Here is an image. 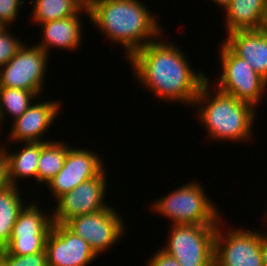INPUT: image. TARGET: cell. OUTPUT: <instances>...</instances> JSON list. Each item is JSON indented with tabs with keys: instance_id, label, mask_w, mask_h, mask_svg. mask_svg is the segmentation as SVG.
<instances>
[{
	"instance_id": "obj_14",
	"label": "cell",
	"mask_w": 267,
	"mask_h": 266,
	"mask_svg": "<svg viewBox=\"0 0 267 266\" xmlns=\"http://www.w3.org/2000/svg\"><path fill=\"white\" fill-rule=\"evenodd\" d=\"M60 106L57 100L33 102L19 118L12 121L9 139L13 143L43 142V135L60 113Z\"/></svg>"
},
{
	"instance_id": "obj_16",
	"label": "cell",
	"mask_w": 267,
	"mask_h": 266,
	"mask_svg": "<svg viewBox=\"0 0 267 266\" xmlns=\"http://www.w3.org/2000/svg\"><path fill=\"white\" fill-rule=\"evenodd\" d=\"M80 13L62 19L48 21L41 24L42 42L36 46L50 55V48L57 47L67 50H76L82 41V23Z\"/></svg>"
},
{
	"instance_id": "obj_28",
	"label": "cell",
	"mask_w": 267,
	"mask_h": 266,
	"mask_svg": "<svg viewBox=\"0 0 267 266\" xmlns=\"http://www.w3.org/2000/svg\"><path fill=\"white\" fill-rule=\"evenodd\" d=\"M261 254L263 260V266H267V234H261Z\"/></svg>"
},
{
	"instance_id": "obj_27",
	"label": "cell",
	"mask_w": 267,
	"mask_h": 266,
	"mask_svg": "<svg viewBox=\"0 0 267 266\" xmlns=\"http://www.w3.org/2000/svg\"><path fill=\"white\" fill-rule=\"evenodd\" d=\"M12 185L9 177V161L6 151H0V190Z\"/></svg>"
},
{
	"instance_id": "obj_30",
	"label": "cell",
	"mask_w": 267,
	"mask_h": 266,
	"mask_svg": "<svg viewBox=\"0 0 267 266\" xmlns=\"http://www.w3.org/2000/svg\"><path fill=\"white\" fill-rule=\"evenodd\" d=\"M263 28L267 31V15H266L265 24Z\"/></svg>"
},
{
	"instance_id": "obj_19",
	"label": "cell",
	"mask_w": 267,
	"mask_h": 266,
	"mask_svg": "<svg viewBox=\"0 0 267 266\" xmlns=\"http://www.w3.org/2000/svg\"><path fill=\"white\" fill-rule=\"evenodd\" d=\"M9 161V177L13 186H19V179L34 177L37 180L38 160L41 151V142H26L23 149L16 153L8 152L3 145Z\"/></svg>"
},
{
	"instance_id": "obj_6",
	"label": "cell",
	"mask_w": 267,
	"mask_h": 266,
	"mask_svg": "<svg viewBox=\"0 0 267 266\" xmlns=\"http://www.w3.org/2000/svg\"><path fill=\"white\" fill-rule=\"evenodd\" d=\"M220 46L222 75L215 83L217 89L256 107L267 90V81L224 43Z\"/></svg>"
},
{
	"instance_id": "obj_12",
	"label": "cell",
	"mask_w": 267,
	"mask_h": 266,
	"mask_svg": "<svg viewBox=\"0 0 267 266\" xmlns=\"http://www.w3.org/2000/svg\"><path fill=\"white\" fill-rule=\"evenodd\" d=\"M45 251L48 266H87L98 258L89 244L65 224L53 223Z\"/></svg>"
},
{
	"instance_id": "obj_11",
	"label": "cell",
	"mask_w": 267,
	"mask_h": 266,
	"mask_svg": "<svg viewBox=\"0 0 267 266\" xmlns=\"http://www.w3.org/2000/svg\"><path fill=\"white\" fill-rule=\"evenodd\" d=\"M103 170L98 176L88 179L59 197L55 211H51L52 222L65 224L73 217L92 214L110 205L105 202L107 174Z\"/></svg>"
},
{
	"instance_id": "obj_24",
	"label": "cell",
	"mask_w": 267,
	"mask_h": 266,
	"mask_svg": "<svg viewBox=\"0 0 267 266\" xmlns=\"http://www.w3.org/2000/svg\"><path fill=\"white\" fill-rule=\"evenodd\" d=\"M0 261L5 266H48L46 252L30 255H0Z\"/></svg>"
},
{
	"instance_id": "obj_25",
	"label": "cell",
	"mask_w": 267,
	"mask_h": 266,
	"mask_svg": "<svg viewBox=\"0 0 267 266\" xmlns=\"http://www.w3.org/2000/svg\"><path fill=\"white\" fill-rule=\"evenodd\" d=\"M24 0H0V27H8L18 17L19 7ZM14 21V22H13Z\"/></svg>"
},
{
	"instance_id": "obj_26",
	"label": "cell",
	"mask_w": 267,
	"mask_h": 266,
	"mask_svg": "<svg viewBox=\"0 0 267 266\" xmlns=\"http://www.w3.org/2000/svg\"><path fill=\"white\" fill-rule=\"evenodd\" d=\"M146 266H181L174 257L159 249L147 262Z\"/></svg>"
},
{
	"instance_id": "obj_3",
	"label": "cell",
	"mask_w": 267,
	"mask_h": 266,
	"mask_svg": "<svg viewBox=\"0 0 267 266\" xmlns=\"http://www.w3.org/2000/svg\"><path fill=\"white\" fill-rule=\"evenodd\" d=\"M209 80L208 78L201 87L193 104L195 107H202H199V117L197 116V118L206 127L208 132L206 134L216 141L229 140L240 143L243 140V142L249 141V138L253 136L255 107L249 102L238 100L217 88L213 93L214 91L209 89L211 83Z\"/></svg>"
},
{
	"instance_id": "obj_20",
	"label": "cell",
	"mask_w": 267,
	"mask_h": 266,
	"mask_svg": "<svg viewBox=\"0 0 267 266\" xmlns=\"http://www.w3.org/2000/svg\"><path fill=\"white\" fill-rule=\"evenodd\" d=\"M18 190L19 187L13 185L0 190V250L8 244L14 223L26 205Z\"/></svg>"
},
{
	"instance_id": "obj_29",
	"label": "cell",
	"mask_w": 267,
	"mask_h": 266,
	"mask_svg": "<svg viewBox=\"0 0 267 266\" xmlns=\"http://www.w3.org/2000/svg\"><path fill=\"white\" fill-rule=\"evenodd\" d=\"M221 8L225 9L231 2V0H211Z\"/></svg>"
},
{
	"instance_id": "obj_9",
	"label": "cell",
	"mask_w": 267,
	"mask_h": 266,
	"mask_svg": "<svg viewBox=\"0 0 267 266\" xmlns=\"http://www.w3.org/2000/svg\"><path fill=\"white\" fill-rule=\"evenodd\" d=\"M221 225L220 221L215 233L214 266H263L262 232L236 227L224 232Z\"/></svg>"
},
{
	"instance_id": "obj_1",
	"label": "cell",
	"mask_w": 267,
	"mask_h": 266,
	"mask_svg": "<svg viewBox=\"0 0 267 266\" xmlns=\"http://www.w3.org/2000/svg\"><path fill=\"white\" fill-rule=\"evenodd\" d=\"M128 62L139 85L141 83L159 100L187 106H193L209 77L202 71L196 73L180 48L160 38L138 49Z\"/></svg>"
},
{
	"instance_id": "obj_22",
	"label": "cell",
	"mask_w": 267,
	"mask_h": 266,
	"mask_svg": "<svg viewBox=\"0 0 267 266\" xmlns=\"http://www.w3.org/2000/svg\"><path fill=\"white\" fill-rule=\"evenodd\" d=\"M38 96L28 90L0 87V124L10 115L13 121L19 118ZM6 113V114H5ZM5 116V117H4Z\"/></svg>"
},
{
	"instance_id": "obj_15",
	"label": "cell",
	"mask_w": 267,
	"mask_h": 266,
	"mask_svg": "<svg viewBox=\"0 0 267 266\" xmlns=\"http://www.w3.org/2000/svg\"><path fill=\"white\" fill-rule=\"evenodd\" d=\"M223 43L267 81V31L264 28L227 33Z\"/></svg>"
},
{
	"instance_id": "obj_21",
	"label": "cell",
	"mask_w": 267,
	"mask_h": 266,
	"mask_svg": "<svg viewBox=\"0 0 267 266\" xmlns=\"http://www.w3.org/2000/svg\"><path fill=\"white\" fill-rule=\"evenodd\" d=\"M62 142V143H61ZM43 140L38 160L37 182L47 184L63 168L64 161L71 145L63 141Z\"/></svg>"
},
{
	"instance_id": "obj_17",
	"label": "cell",
	"mask_w": 267,
	"mask_h": 266,
	"mask_svg": "<svg viewBox=\"0 0 267 266\" xmlns=\"http://www.w3.org/2000/svg\"><path fill=\"white\" fill-rule=\"evenodd\" d=\"M224 12L226 33L262 29L267 15V0H231Z\"/></svg>"
},
{
	"instance_id": "obj_5",
	"label": "cell",
	"mask_w": 267,
	"mask_h": 266,
	"mask_svg": "<svg viewBox=\"0 0 267 266\" xmlns=\"http://www.w3.org/2000/svg\"><path fill=\"white\" fill-rule=\"evenodd\" d=\"M218 225H172L168 243L161 249L181 266H214V242Z\"/></svg>"
},
{
	"instance_id": "obj_2",
	"label": "cell",
	"mask_w": 267,
	"mask_h": 266,
	"mask_svg": "<svg viewBox=\"0 0 267 266\" xmlns=\"http://www.w3.org/2000/svg\"><path fill=\"white\" fill-rule=\"evenodd\" d=\"M87 7L89 20L106 38L126 49L127 60L164 36L159 21L140 0H87Z\"/></svg>"
},
{
	"instance_id": "obj_18",
	"label": "cell",
	"mask_w": 267,
	"mask_h": 266,
	"mask_svg": "<svg viewBox=\"0 0 267 266\" xmlns=\"http://www.w3.org/2000/svg\"><path fill=\"white\" fill-rule=\"evenodd\" d=\"M33 5L31 20L38 24L85 13L89 17L87 0H30Z\"/></svg>"
},
{
	"instance_id": "obj_10",
	"label": "cell",
	"mask_w": 267,
	"mask_h": 266,
	"mask_svg": "<svg viewBox=\"0 0 267 266\" xmlns=\"http://www.w3.org/2000/svg\"><path fill=\"white\" fill-rule=\"evenodd\" d=\"M115 208L109 206L92 214L79 215L65 225L85 240L97 256L113 247L126 234V226Z\"/></svg>"
},
{
	"instance_id": "obj_8",
	"label": "cell",
	"mask_w": 267,
	"mask_h": 266,
	"mask_svg": "<svg viewBox=\"0 0 267 266\" xmlns=\"http://www.w3.org/2000/svg\"><path fill=\"white\" fill-rule=\"evenodd\" d=\"M48 54L38 46L22 45L19 51L0 67V87L34 92L38 97L44 90ZM48 60V61H47Z\"/></svg>"
},
{
	"instance_id": "obj_4",
	"label": "cell",
	"mask_w": 267,
	"mask_h": 266,
	"mask_svg": "<svg viewBox=\"0 0 267 266\" xmlns=\"http://www.w3.org/2000/svg\"><path fill=\"white\" fill-rule=\"evenodd\" d=\"M202 188L196 180L189 182L158 198L152 209L169 218L172 225H218L221 214Z\"/></svg>"
},
{
	"instance_id": "obj_7",
	"label": "cell",
	"mask_w": 267,
	"mask_h": 266,
	"mask_svg": "<svg viewBox=\"0 0 267 266\" xmlns=\"http://www.w3.org/2000/svg\"><path fill=\"white\" fill-rule=\"evenodd\" d=\"M52 215L45 214L32 202L25 205L14 223L8 244L0 250V255H30L46 252L47 235L52 229Z\"/></svg>"
},
{
	"instance_id": "obj_23",
	"label": "cell",
	"mask_w": 267,
	"mask_h": 266,
	"mask_svg": "<svg viewBox=\"0 0 267 266\" xmlns=\"http://www.w3.org/2000/svg\"><path fill=\"white\" fill-rule=\"evenodd\" d=\"M7 29L8 27H0V67L4 66L23 45V41L14 37L15 35L10 34Z\"/></svg>"
},
{
	"instance_id": "obj_13",
	"label": "cell",
	"mask_w": 267,
	"mask_h": 266,
	"mask_svg": "<svg viewBox=\"0 0 267 266\" xmlns=\"http://www.w3.org/2000/svg\"><path fill=\"white\" fill-rule=\"evenodd\" d=\"M94 151L70 147L63 168L47 185L56 200L82 182L98 176L105 168Z\"/></svg>"
}]
</instances>
